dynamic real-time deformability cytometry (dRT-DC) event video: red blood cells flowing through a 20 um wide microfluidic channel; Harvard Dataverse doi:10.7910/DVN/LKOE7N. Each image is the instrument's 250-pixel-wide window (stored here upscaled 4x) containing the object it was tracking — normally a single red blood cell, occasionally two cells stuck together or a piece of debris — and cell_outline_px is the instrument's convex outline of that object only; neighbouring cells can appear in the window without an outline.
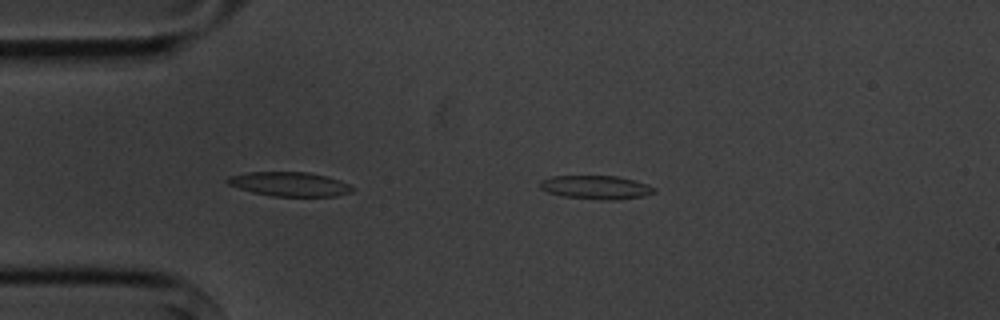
{"species": "common noctule bat (a hibernating species)", "species_latin": "Nyctalus noctula", "temperature_condition": "cold", "stored_images_in_passage": 4, "camera_frame_rate_fps": 3000, "um_per_image_px": 0.085, "animal": {"sex": "male", "body_mass_g": 20.1, "forearm_length_mm": 53.5}, "frame": {"image": 1, "passage_image": 4, "time_ms": 3.333, "image_size_px": [1000, 320], "cell_outline_px": [[656, 192], [644, 196], [620, 200], [600, 200], [564, 196], [548, 192], [540, 188], [540, 180], [552, 176], [620, 176], [636, 180], [648, 184], [656, 188]], "centroid_in_image_um": [50.72, 15.92], "position_along_channel_um": 34.3, "area_um2": 15.95}}